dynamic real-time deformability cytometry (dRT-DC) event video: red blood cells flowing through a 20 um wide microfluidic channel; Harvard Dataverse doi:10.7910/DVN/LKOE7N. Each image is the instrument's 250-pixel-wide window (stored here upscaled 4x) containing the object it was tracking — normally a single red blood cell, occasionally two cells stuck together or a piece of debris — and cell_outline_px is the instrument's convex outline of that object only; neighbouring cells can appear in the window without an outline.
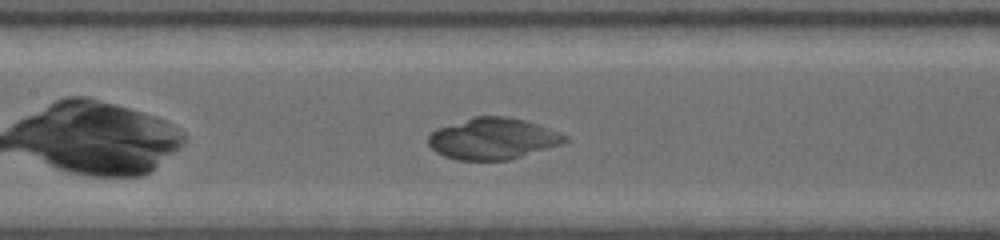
{"species": "common noctule bat (a hibernating species)", "species_latin": "Nyctalus noctula", "temperature_condition": "warm", "stored_images_in_passage": 34, "camera_frame_rate_fps": 5000, "um_per_image_px": 0.085, "animal": {"sex": "female", "body_mass_g": 19.0, "forearm_length_mm": 53.3}, "frame": {"image": 1, "passage_image": 14, "time_ms": 2.4, "image_size_px": [1000, 240], "cell_outline_px": [[568, 140], [560, 144], [508, 160], [456, 160], [444, 156], [436, 152], [428, 144], [428, 136], [436, 128], [472, 116], [504, 116], [524, 120], [536, 124], [568, 136]], "centroid_in_image_um": [41.83, 11.78], "position_along_channel_um": 165.6, "area_um2": 32.71}}
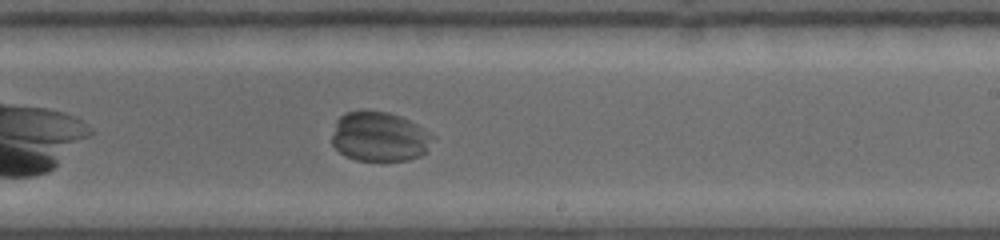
{"frame": {"image": 2, "passage_image": 22, "time_ms": 4.8, "image_size_px": [1000, 240], "cell_outline_px": [[436, 136], [424, 152], [420, 156], [408, 160], [356, 160], [344, 156], [332, 144], [332, 136], [336, 120], [340, 116], [348, 112], [388, 112], [400, 116], [416, 124]], "centroid_in_image_um": [32.25, 11.63], "position_along_channel_um": 256.7, "area_um2": 28.84}}
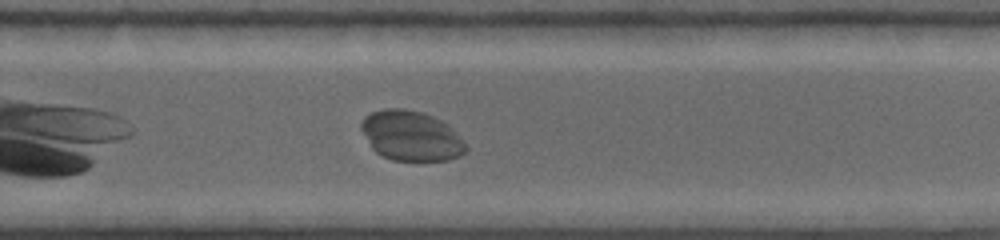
{"frame": {"image": 3, "passage_image": 25, "time_ms": 5.8, "image_size_px": [1000, 240], "cell_outline_px": [[468, 148], [460, 156], [448, 160], [392, 160], [380, 156], [372, 148], [360, 128], [360, 124], [364, 116], [372, 112], [384, 108], [404, 108], [424, 112], [448, 124], [456, 132]], "centroid_in_image_um": [34.92, 11.53], "position_along_channel_um": 294.9, "area_um2": 30.58}}